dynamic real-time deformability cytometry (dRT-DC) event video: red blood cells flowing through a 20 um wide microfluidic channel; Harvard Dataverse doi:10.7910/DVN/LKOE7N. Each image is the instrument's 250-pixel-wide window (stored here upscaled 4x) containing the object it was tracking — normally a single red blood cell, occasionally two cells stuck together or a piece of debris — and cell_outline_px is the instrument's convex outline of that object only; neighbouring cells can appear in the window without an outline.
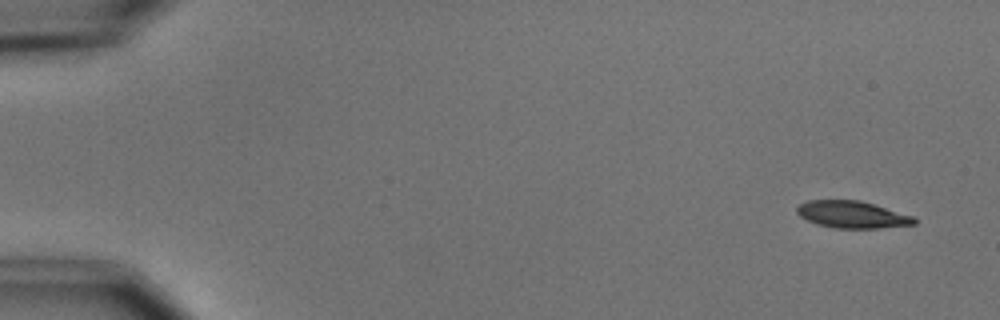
{"species": "common noctule bat (a hibernating species)", "species_latin": "Nyctalus noctula", "temperature_condition": "cold", "stored_images_in_passage": 5, "camera_frame_rate_fps": 3000, "um_per_image_px": 0.085, "animal": {"sex": "male", "body_mass_g": 15.6}, "frame": {"image": 1, "passage_image": 1, "time_ms": 0.0, "image_size_px": [1000, 320], "cell_outline_px": [[916, 224], [880, 228], [836, 228], [816, 224], [800, 216], [796, 212], [796, 208], [800, 204], [808, 200], [860, 200], [912, 216], [916, 220]], "centroid_in_image_um": [72.41, 18.24], "position_along_channel_um": 12.6, "area_um2": 18.32}}
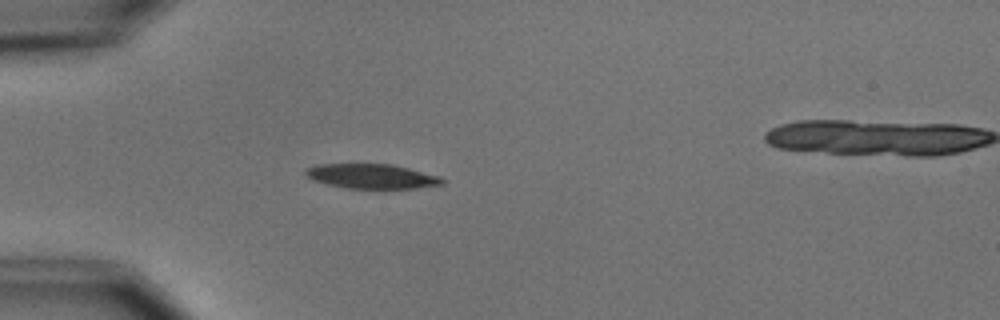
{"frame": {"image": 2, "passage_image": 4, "time_ms": 4.333, "image_size_px": [1000, 320], "cell_outline_px": [[444, 184], [416, 188], [344, 188], [312, 180], [304, 176], [304, 168], [316, 164], [392, 164], [440, 176], [444, 180]], "centroid_in_image_um": [31.54, 14.98], "position_along_channel_um": 53.5, "area_um2": 19.71}}